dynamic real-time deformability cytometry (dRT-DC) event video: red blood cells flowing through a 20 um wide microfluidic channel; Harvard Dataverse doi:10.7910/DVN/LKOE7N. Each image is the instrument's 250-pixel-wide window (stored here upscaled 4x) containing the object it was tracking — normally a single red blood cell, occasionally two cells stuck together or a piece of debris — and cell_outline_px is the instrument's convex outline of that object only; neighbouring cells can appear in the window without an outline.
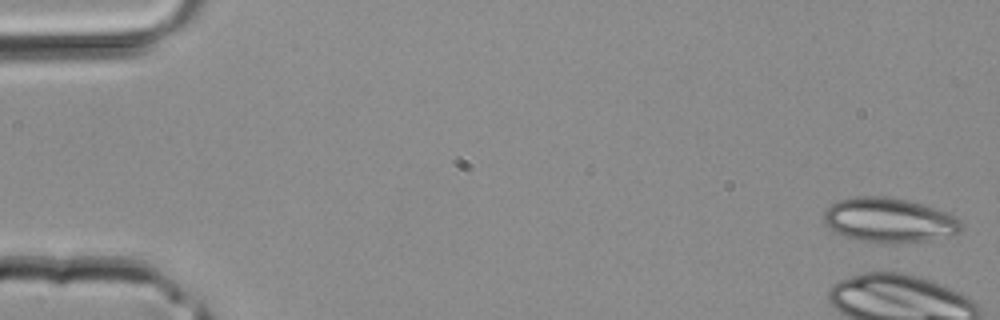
{"species": "common noctule bat (a hibernating species)", "species_latin": "Nyctalus noctula", "temperature_condition": "room temperature", "stored_images_in_passage": 3, "camera_frame_rate_fps": 3000, "um_per_image_px": 0.085, "animal": {"sex": "male", "body_mass_g": 20.4}, "frame": {"image": 1, "passage_image": 1, "time_ms": 0.0, "image_size_px": [1000, 320], "cell_outline_px": [[964, 228], [956, 232], [928, 240], [864, 240], [848, 236], [836, 232], [828, 228], [824, 224], [824, 212], [832, 204], [840, 200], [856, 196], [884, 196], [908, 200], [924, 204], [936, 208], [960, 220], [964, 224]], "centroid_in_image_um": [75.55, 18.65], "position_along_channel_um": 9.4, "area_um2": 34.33}}